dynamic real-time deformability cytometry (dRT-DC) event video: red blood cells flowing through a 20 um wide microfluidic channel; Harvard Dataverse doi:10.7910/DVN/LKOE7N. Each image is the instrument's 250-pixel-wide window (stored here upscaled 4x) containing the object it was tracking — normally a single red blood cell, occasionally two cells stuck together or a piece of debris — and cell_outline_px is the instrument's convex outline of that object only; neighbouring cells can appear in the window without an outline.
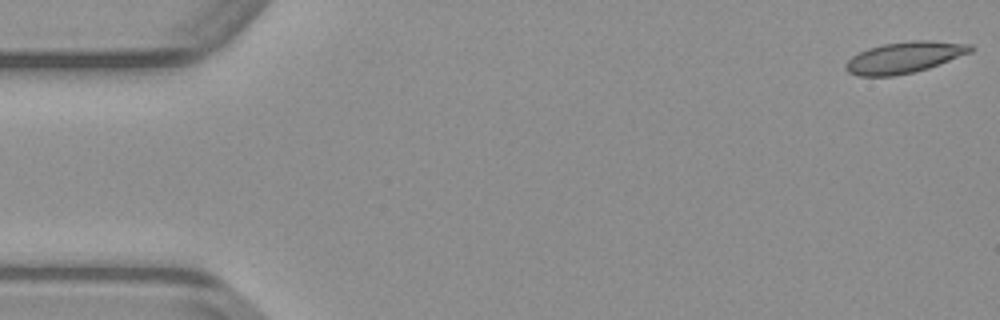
{"species": "common noctule bat (a hibernating species)", "species_latin": "Nyctalus noctula", "temperature_condition": "warm", "stored_images_in_passage": 49, "camera_frame_rate_fps": 3000, "um_per_image_px": 0.085, "animal": {"sex": "male", "body_mass_g": 23.1, "forearm_length_mm": 52.7}, "frame": {"image": 1, "passage_image": 1, "time_ms": 0.0, "image_size_px": [1000, 320], "cell_outline_px": [[976, 48], [972, 52], [928, 68], [912, 72], [892, 76], [860, 76], [848, 72], [844, 68], [844, 64], [852, 56], [868, 48], [884, 44], [912, 40], [928, 40], [972, 44]], "centroid_in_image_um": [76.89, 4.87], "position_along_channel_um": 8.1, "area_um2": 22.72}}
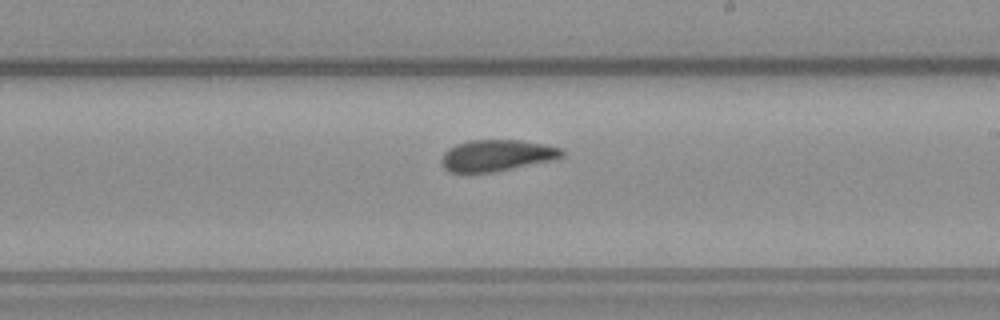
{"frame": {"image": 2, "passage_image": 28, "time_ms": 9.0, "image_size_px": [1000, 320], "cell_outline_px": [[564, 156], [552, 160], [496, 172], [448, 172], [440, 164], [440, 160], [444, 152], [448, 148], [456, 144], [468, 140], [520, 140], [560, 148], [564, 152]], "centroid_in_image_um": [42.17, 13.22], "position_along_channel_um": 246.8, "area_um2": 22.08}}
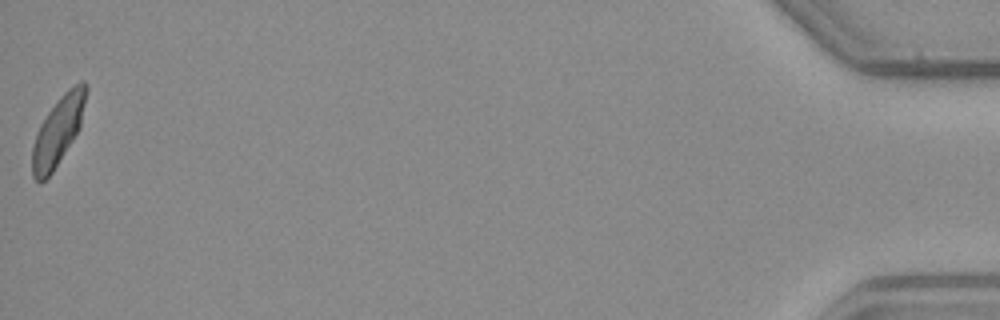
{"frame": {"image": 3, "passage_image": 49, "time_ms": 16.0, "image_size_px": [1000, 320], "cell_outline_px": [[88, 88], [80, 128], [52, 172], [40, 184], [32, 176], [32, 148], [40, 124], [56, 100], [68, 88], [80, 80], [84, 80], [88, 84]], "centroid_in_image_um": [4.95, 11.07], "position_along_channel_um": 430.2, "area_um2": 21.5}}